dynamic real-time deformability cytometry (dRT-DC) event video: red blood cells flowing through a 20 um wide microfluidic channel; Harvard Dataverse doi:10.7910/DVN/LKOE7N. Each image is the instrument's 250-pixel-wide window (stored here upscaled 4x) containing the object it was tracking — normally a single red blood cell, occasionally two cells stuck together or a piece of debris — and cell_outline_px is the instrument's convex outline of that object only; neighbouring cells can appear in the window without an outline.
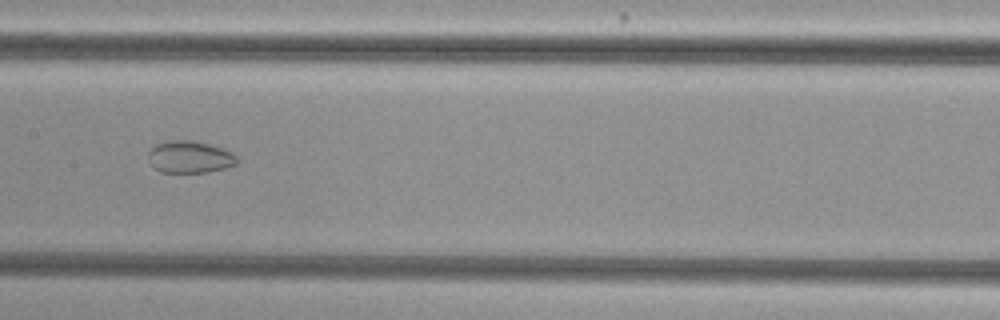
{"species": "common noctule bat (a hibernating species)", "species_latin": "Nyctalus noctula", "temperature_condition": "cold", "stored_images_in_passage": 42, "camera_frame_rate_fps": 3000, "um_per_image_px": 0.085, "animal": {"sex": "female", "body_mass_g": 29.2, "forearm_length_mm": 56.3}, "frame": {"image": 1, "passage_image": 20, "time_ms": 6.333, "image_size_px": [1000, 320], "cell_outline_px": [[236, 164], [224, 168], [208, 172], [160, 172], [148, 160], [148, 152], [156, 144], [172, 140], [188, 140], [208, 144], [232, 152], [236, 156]], "centroid_in_image_um": [16.11, 13.35], "position_along_channel_um": 191.3, "area_um2": 16.3}}
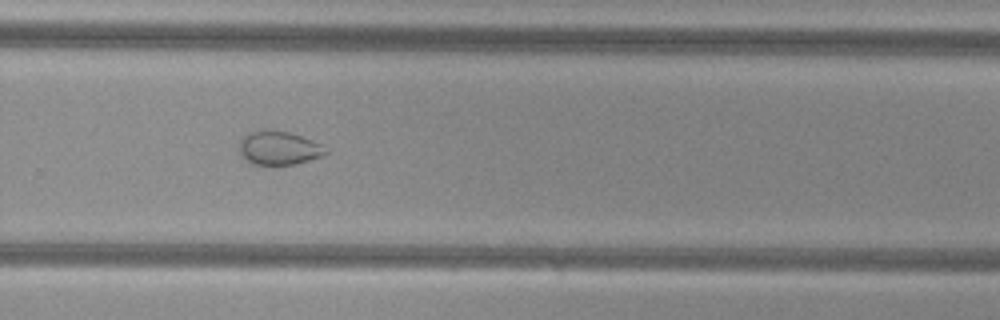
{"frame": {"image": 2, "passage_image": 29, "time_ms": 9.333, "image_size_px": [1000, 320], "cell_outline_px": [[328, 152], [324, 156], [296, 164], [252, 164], [244, 160], [240, 152], [240, 140], [248, 132], [288, 132], [300, 136], [320, 144]], "centroid_in_image_um": [23.7, 12.62], "position_along_channel_um": 306.1, "area_um2": 16.42}}
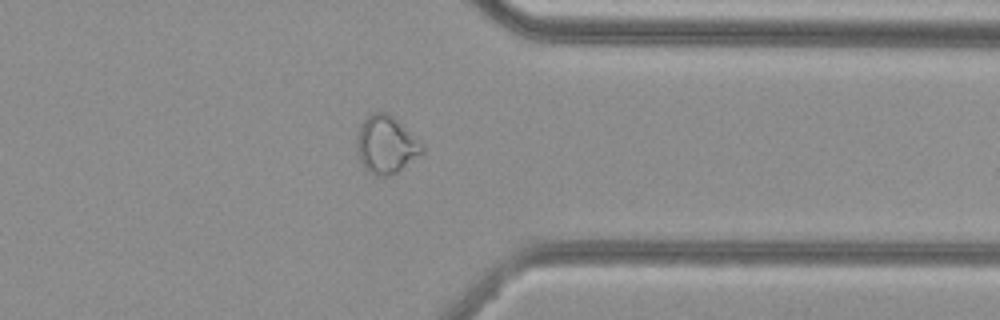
{"frame": {"image": 3, "passage_image": 35, "time_ms": 11.333, "image_size_px": [1000, 320], "cell_outline_px": [[424, 152], [420, 156], [396, 172], [388, 176], [372, 176], [364, 172], [356, 156], [356, 136], [360, 124], [372, 112], [384, 112], [392, 116], [424, 148]], "centroid_in_image_um": [32.72, 12.36], "position_along_channel_um": 378.7, "area_um2": 22.02}}